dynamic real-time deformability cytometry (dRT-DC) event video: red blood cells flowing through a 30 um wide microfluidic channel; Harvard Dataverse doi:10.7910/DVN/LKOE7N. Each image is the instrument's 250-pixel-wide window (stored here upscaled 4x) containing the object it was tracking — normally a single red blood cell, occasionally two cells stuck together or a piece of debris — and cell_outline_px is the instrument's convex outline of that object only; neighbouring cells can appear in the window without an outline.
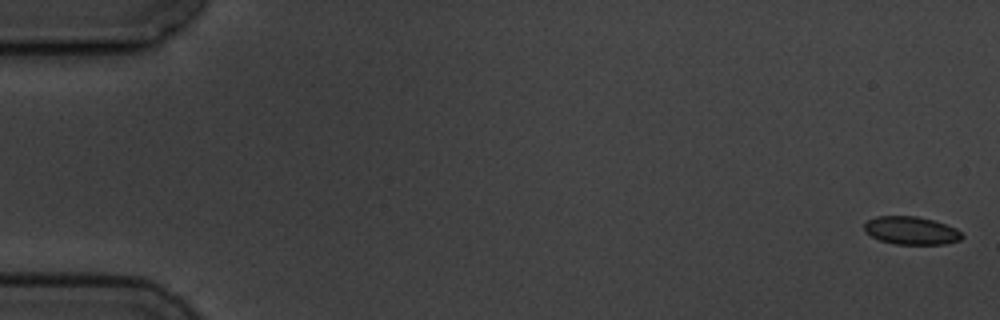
{"species": "common noctule bat (a hibernating species)", "species_latin": "Nyctalus noctula", "temperature_condition": "cold", "stored_images_in_passage": 5, "camera_frame_rate_fps": 3000, "um_per_image_px": 0.085, "animal": {"sex": "male", "body_mass_g": 19.5, "forearm_length_mm": 54.6}, "frame": {"image": 1, "passage_image": 1, "time_ms": 0.0, "image_size_px": [1000, 320], "cell_outline_px": [[964, 236], [960, 240], [944, 244], [896, 244], [880, 240], [864, 232], [864, 224], [868, 220], [876, 216], [916, 216], [932, 220], [956, 228]], "centroid_in_image_um": [77.43, 19.6], "position_along_channel_um": 7.6, "area_um2": 15.84}}